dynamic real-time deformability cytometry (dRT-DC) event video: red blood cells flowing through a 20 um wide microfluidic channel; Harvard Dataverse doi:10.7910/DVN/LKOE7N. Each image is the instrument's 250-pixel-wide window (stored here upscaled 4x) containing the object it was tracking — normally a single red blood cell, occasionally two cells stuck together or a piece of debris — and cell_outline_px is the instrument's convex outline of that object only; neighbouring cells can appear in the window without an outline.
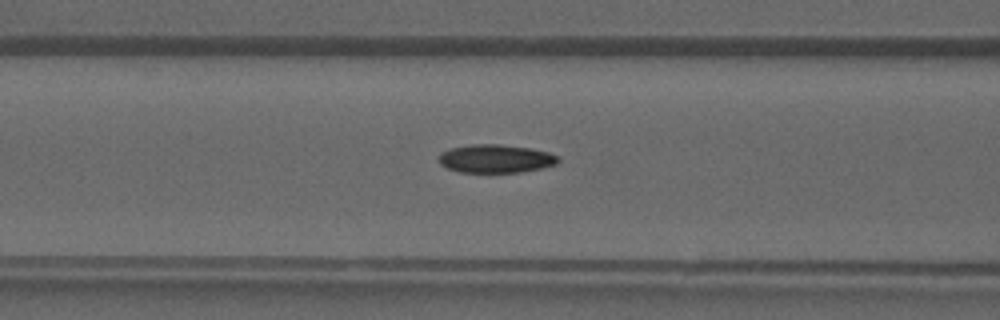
{"species": "common noctule bat (a hibernating species)", "species_latin": "Nyctalus noctula", "temperature_condition": "warm", "stored_images_in_passage": 40, "camera_frame_rate_fps": 3000, "um_per_image_px": 0.085, "animal": {"sex": "male", "forearm_length_mm": 52.5}, "frame": {"image": 1, "passage_image": 16, "time_ms": 5.0, "image_size_px": [1000, 320], "cell_outline_px": [[560, 160], [556, 164], [540, 168], [520, 172], [460, 172], [448, 168], [440, 164], [440, 152], [452, 148], [472, 144], [496, 144], [532, 148], [548, 152], [560, 156]], "centroid_in_image_um": [42.16, 13.48], "position_along_channel_um": 124.4, "area_um2": 19.59}}
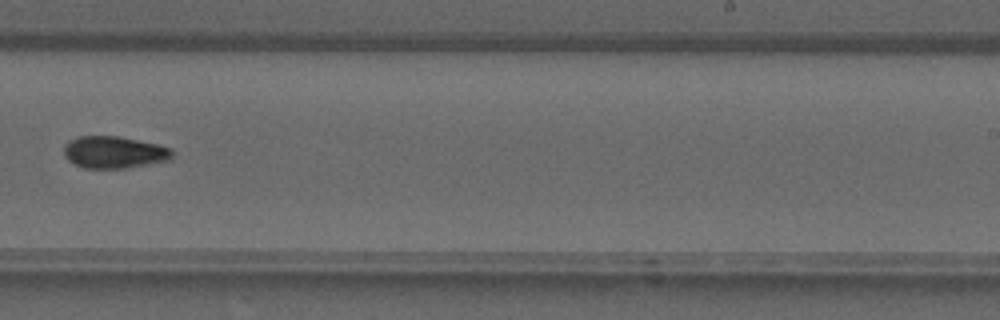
{"frame": {"image": 2, "passage_image": 25, "time_ms": 8.0, "image_size_px": [1000, 320], "cell_outline_px": [[172, 156], [168, 160], [128, 168], [84, 168], [68, 160], [64, 156], [64, 148], [68, 140], [80, 136], [116, 136], [156, 144], [172, 148]], "centroid_in_image_um": [9.67, 12.94], "position_along_channel_um": 279.3, "area_um2": 20.06}}
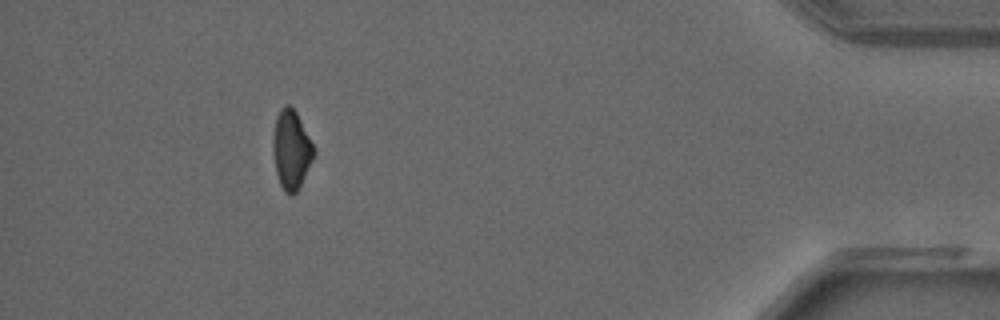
{"frame": {"image": 3, "passage_image": 36, "time_ms": 11.667, "image_size_px": [1000, 320], "cell_outline_px": [[316, 152], [296, 192], [292, 196], [284, 192], [280, 184], [276, 172], [272, 144], [272, 136], [276, 116], [280, 108], [284, 104], [288, 104], [296, 112]], "centroid_in_image_um": [24.73, 12.71], "position_along_channel_um": 410.5, "area_um2": 18.55}}